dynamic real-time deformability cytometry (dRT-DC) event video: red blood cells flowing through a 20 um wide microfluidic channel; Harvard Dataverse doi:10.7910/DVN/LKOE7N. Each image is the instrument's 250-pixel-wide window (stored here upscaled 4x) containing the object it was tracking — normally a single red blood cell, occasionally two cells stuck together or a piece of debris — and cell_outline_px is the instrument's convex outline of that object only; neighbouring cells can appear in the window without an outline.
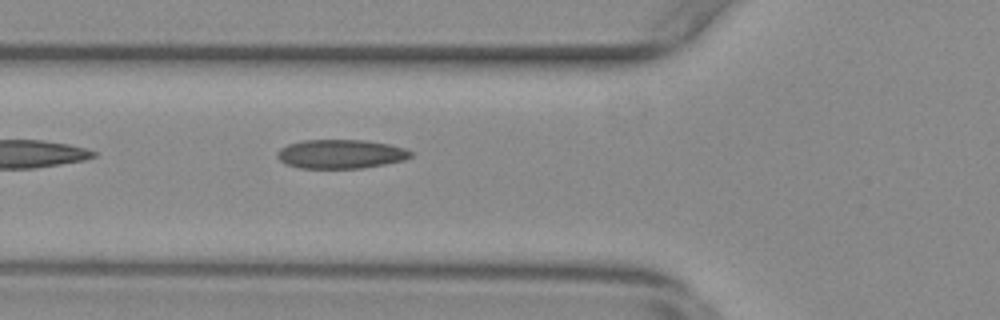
{"species": "common noctule bat (a hibernating species)", "species_latin": "Nyctalus noctula", "temperature_condition": "warm", "stored_images_in_passage": 30, "camera_frame_rate_fps": 3000, "um_per_image_px": 0.085, "animal": {"sex": "female", "body_mass_g": 29.2, "forearm_length_mm": 56.3}, "frame": {"image": 1, "passage_image": 6, "time_ms": 1.667, "image_size_px": [1000, 320], "cell_outline_px": [[412, 156], [404, 160], [364, 168], [300, 168], [284, 164], [276, 156], [276, 152], [280, 148], [288, 144], [304, 140], [364, 140], [388, 144], [404, 148], [412, 152]], "centroid_in_image_um": [28.93, 13.09], "position_along_channel_um": 96.9, "area_um2": 22.6}}
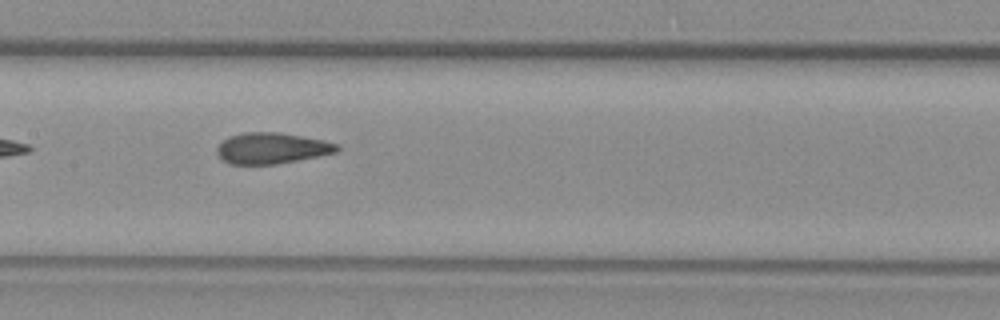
{"frame": {"image": 2, "passage_image": 13, "time_ms": 4.0, "image_size_px": [1000, 320], "cell_outline_px": [[340, 148], [336, 152], [276, 164], [228, 164], [220, 160], [216, 152], [216, 148], [228, 136], [244, 132], [280, 132], [324, 140], [340, 144]], "centroid_in_image_um": [23.06, 12.59], "position_along_channel_um": 184.3, "area_um2": 21.79}}
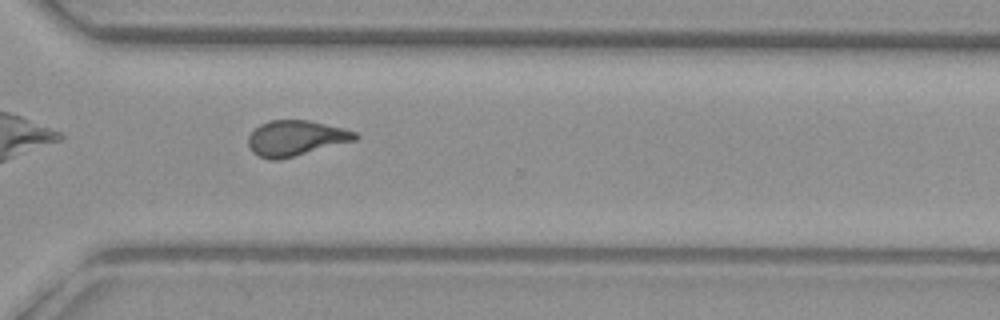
{"frame": {"image": 3, "passage_image": 26, "time_ms": 8.333, "image_size_px": [1000, 320], "cell_outline_px": [[360, 136], [356, 140], [296, 156], [280, 160], [272, 160], [260, 156], [252, 152], [248, 144], [248, 136], [260, 124], [268, 120], [308, 120], [356, 132]], "centroid_in_image_um": [25.12, 11.75], "position_along_channel_um": 345.5, "area_um2": 21.96}, "authors_computed_cell_mechanics": {"area_um2": 22.0507, "velocity_mm_per_s": 3.7292, "shape_relaxation_time_tau1_ms": null, "shape_relaxation_time_tau2_ms": 1.3991, "deformation_change_tau1": null, "deformation_change_tau2": 0.0994}}